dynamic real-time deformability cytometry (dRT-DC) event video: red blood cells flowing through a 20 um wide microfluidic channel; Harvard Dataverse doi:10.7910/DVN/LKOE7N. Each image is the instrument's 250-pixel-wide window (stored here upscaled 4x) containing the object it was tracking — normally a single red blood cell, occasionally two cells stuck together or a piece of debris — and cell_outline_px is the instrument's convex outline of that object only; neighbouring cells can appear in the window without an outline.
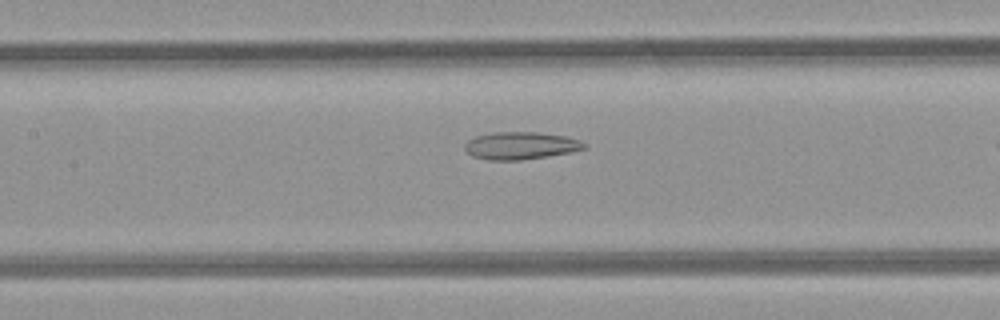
{"species": "common noctule bat (a hibernating species)", "species_latin": "Nyctalus noctula", "temperature_condition": "room temperature", "stored_images_in_passage": 24, "camera_frame_rate_fps": 3000, "um_per_image_px": 0.085, "animal": {"sex": "female", "body_mass_g": 21.9}, "frame": {"image": 1, "passage_image": 7, "time_ms": 2.0, "image_size_px": [1000, 320], "cell_outline_px": [[588, 148], [572, 152], [548, 156], [520, 160], [488, 160], [472, 156], [464, 148], [464, 144], [468, 140], [476, 136], [492, 132], [536, 132], [568, 136], [580, 140], [588, 144]], "centroid_in_image_um": [44.3, 12.37], "position_along_channel_um": 163.1, "area_um2": 19.36}}
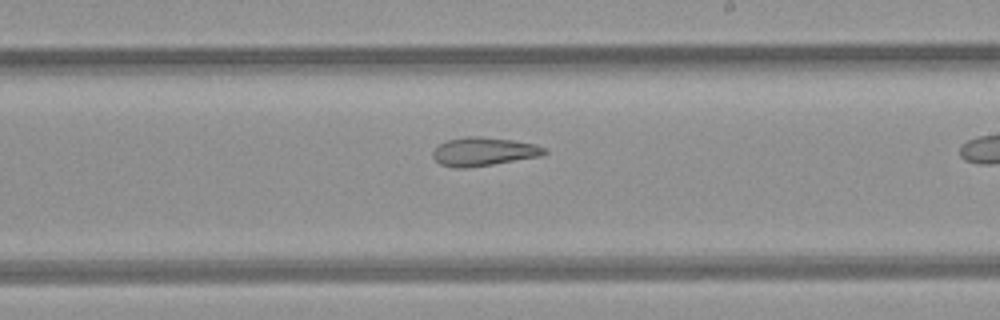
{"frame": {"image": 2, "passage_image": 13, "time_ms": 4.0, "image_size_px": [1000, 320], "cell_outline_px": [[548, 152], [540, 156], [468, 168], [452, 168], [440, 164], [432, 156], [432, 152], [440, 144], [448, 140], [464, 136], [480, 136], [512, 140], [536, 144], [548, 148]], "centroid_in_image_um": [41.12, 12.88], "position_along_channel_um": 247.9, "area_um2": 18.61}}
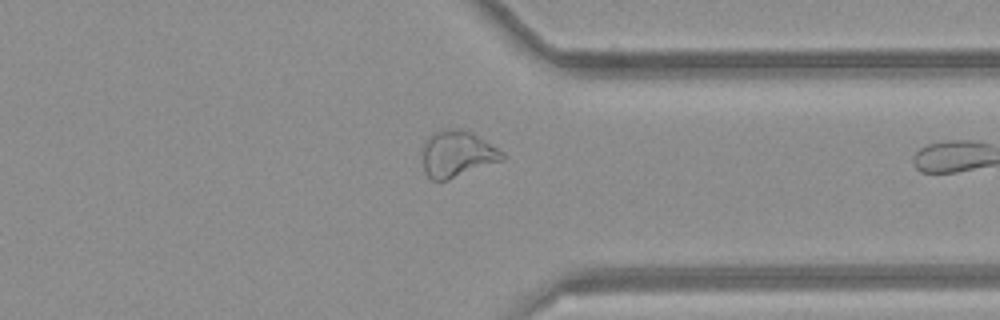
{"frame": {"image": 3, "passage_image": 22, "time_ms": 7.0, "image_size_px": [1000, 320], "cell_outline_px": [[504, 160], [448, 180], [432, 180], [424, 172], [420, 152], [420, 148], [424, 140], [432, 132], [440, 128], [460, 128], [476, 136], [504, 152]], "centroid_in_image_um": [38.77, 13.07], "position_along_channel_um": 372.6, "area_um2": 22.02}}